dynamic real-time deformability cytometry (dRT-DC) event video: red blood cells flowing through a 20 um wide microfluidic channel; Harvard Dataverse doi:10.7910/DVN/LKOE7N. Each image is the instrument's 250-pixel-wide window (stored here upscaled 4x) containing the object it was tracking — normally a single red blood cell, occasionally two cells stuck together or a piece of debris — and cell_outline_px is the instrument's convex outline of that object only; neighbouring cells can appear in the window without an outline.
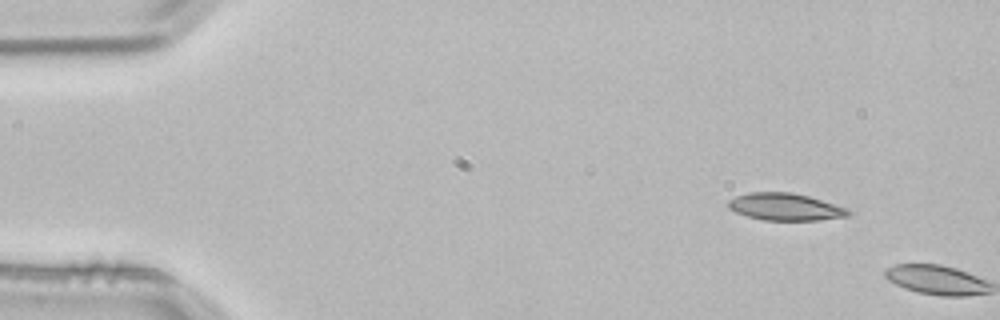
{"species": "common noctule bat (a hibernating species)", "species_latin": "Nyctalus noctula", "temperature_condition": "room temperature", "stored_images_in_passage": 2, "camera_frame_rate_fps": 3000, "um_per_image_px": 0.085, "animal": {"sex": "male", "body_mass_g": 21.5, "forearm_length_mm": 52.0}, "frame": {"image": 1, "passage_image": 1, "time_ms": 0.0, "image_size_px": [1000, 320], "cell_outline_px": [[852, 212], [848, 216], [820, 220], [764, 220], [748, 216], [736, 212], [728, 208], [728, 200], [736, 196], [748, 192], [792, 192], [808, 196], [848, 208]], "centroid_in_image_um": [66.75, 17.58], "position_along_channel_um": 18.2, "area_um2": 19.02}}